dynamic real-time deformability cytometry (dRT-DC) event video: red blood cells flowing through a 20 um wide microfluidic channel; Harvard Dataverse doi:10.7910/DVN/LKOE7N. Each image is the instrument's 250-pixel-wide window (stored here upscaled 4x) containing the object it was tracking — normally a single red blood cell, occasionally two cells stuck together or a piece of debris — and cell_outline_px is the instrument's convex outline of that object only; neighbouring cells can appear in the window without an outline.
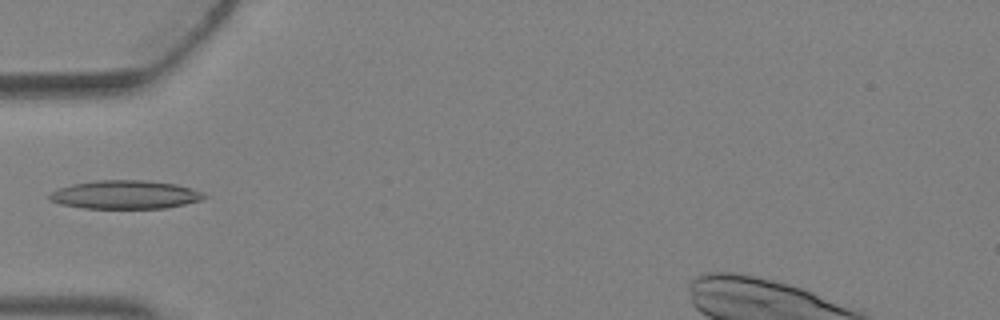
{"species": "Egyptian fruit bat (a non-hibernating species)", "species_latin": "Rousettus aegyptiacus", "temperature_condition": "warm", "stored_images_in_passage": 5, "camera_frame_rate_fps": 3000, "um_per_image_px": 0.085, "animal": {"sex": "female"}, "frame": {"image": 1, "passage_image": 5, "time_ms": 1.333, "image_size_px": [1000, 320], "cell_outline_px": [[208, 196], [200, 200], [168, 208], [84, 208], [60, 204], [48, 200], [48, 196], [52, 192], [60, 188], [72, 184], [96, 180], [144, 180], [176, 184], [192, 188], [204, 192]], "centroid_in_image_um": [10.66, 16.54], "position_along_channel_um": 74.3, "area_um2": 25.72}}